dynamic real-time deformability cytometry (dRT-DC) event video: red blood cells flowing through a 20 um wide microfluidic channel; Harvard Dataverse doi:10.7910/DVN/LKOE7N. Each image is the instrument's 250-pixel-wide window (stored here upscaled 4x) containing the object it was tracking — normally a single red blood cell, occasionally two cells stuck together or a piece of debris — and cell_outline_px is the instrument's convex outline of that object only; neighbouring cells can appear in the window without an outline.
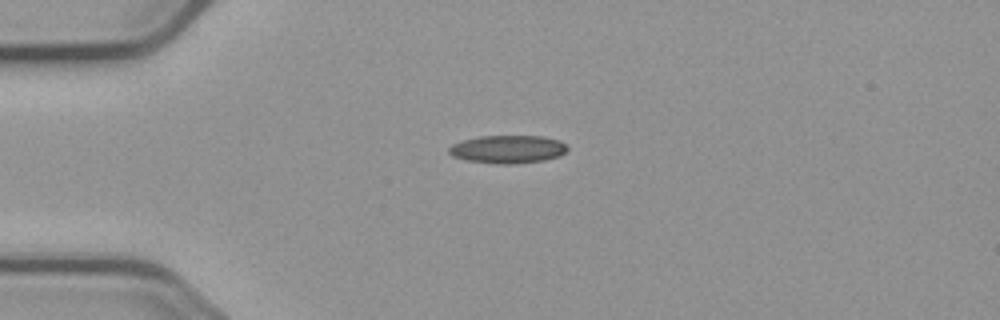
{"species": "common noctule bat (a hibernating species)", "species_latin": "Nyctalus noctula", "temperature_condition": "cold", "stored_images_in_passage": 7, "camera_frame_rate_fps": 3000, "um_per_image_px": 0.085, "animal": {"sex": "male", "body_mass_g": 23.1, "forearm_length_mm": 52.7}, "frame": {"image": 1, "passage_image": 2, "time_ms": 2.0, "image_size_px": [1000, 320], "cell_outline_px": [[568, 148], [560, 156], [544, 160], [512, 164], [496, 164], [468, 160], [452, 156], [448, 152], [448, 148], [452, 144], [464, 140], [480, 136], [540, 136], [560, 140]], "centroid_in_image_um": [43.15, 12.68], "position_along_channel_um": 41.8, "area_um2": 19.25}}
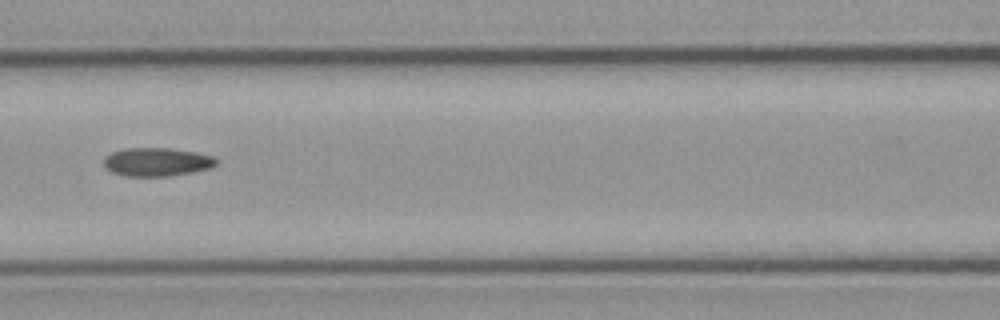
{"frame": {"image": 2, "passage_image": 5, "time_ms": 5.667, "image_size_px": [1000, 320], "cell_outline_px": [[216, 164], [212, 168], [192, 172], [168, 176], [128, 176], [112, 172], [104, 164], [104, 156], [112, 152], [124, 148], [168, 148], [196, 152], [212, 156], [216, 160]], "centroid_in_image_um": [13.33, 13.76], "position_along_channel_um": 153.3, "area_um2": 18.55}}
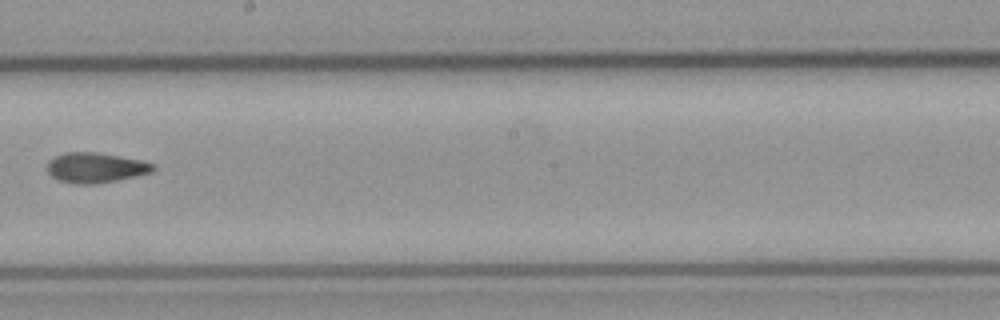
{"frame": {"image": 3, "passage_image": 7, "time_ms": 8.0, "image_size_px": [1000, 320], "cell_outline_px": [[156, 168], [152, 172], [136, 176], [116, 180], [92, 184], [72, 184], [56, 180], [48, 172], [48, 164], [56, 156], [68, 152], [96, 152], [140, 160], [156, 164]], "centroid_in_image_um": [8.14, 14.26], "position_along_channel_um": 240.1, "area_um2": 18.44}}